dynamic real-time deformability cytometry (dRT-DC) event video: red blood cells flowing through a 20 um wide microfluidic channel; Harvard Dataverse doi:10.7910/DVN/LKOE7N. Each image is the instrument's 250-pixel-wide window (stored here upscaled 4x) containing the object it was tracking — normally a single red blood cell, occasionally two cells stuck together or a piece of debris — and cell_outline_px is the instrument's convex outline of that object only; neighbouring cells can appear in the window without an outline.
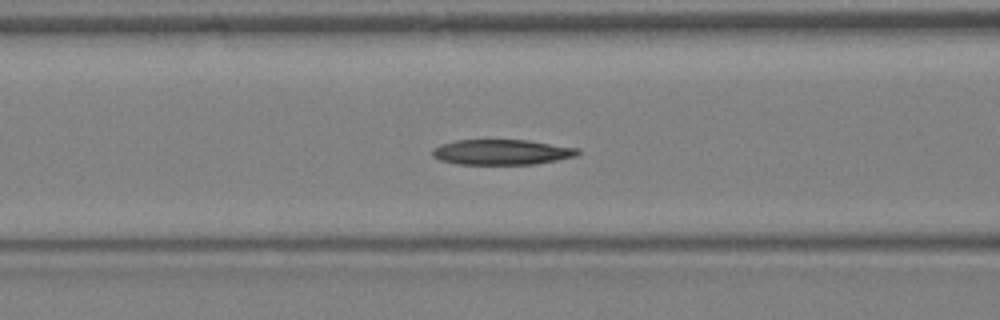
{"species": "Egyptian fruit bat (a non-hibernating species)", "species_latin": "Rousettus aegyptiacus", "temperature_condition": "warm", "stored_images_in_passage": 29, "camera_frame_rate_fps": 3000, "um_per_image_px": 0.085, "animal": {"sex": "female"}, "frame": {"image": 1, "passage_image": 9, "time_ms": 2.667, "image_size_px": [1000, 320], "cell_outline_px": [[580, 152], [576, 156], [536, 164], [456, 164], [440, 160], [432, 156], [432, 148], [440, 144], [456, 140], [528, 140], [580, 148]], "centroid_in_image_um": [42.64, 12.92], "position_along_channel_um": 124.0, "area_um2": 21.56}}
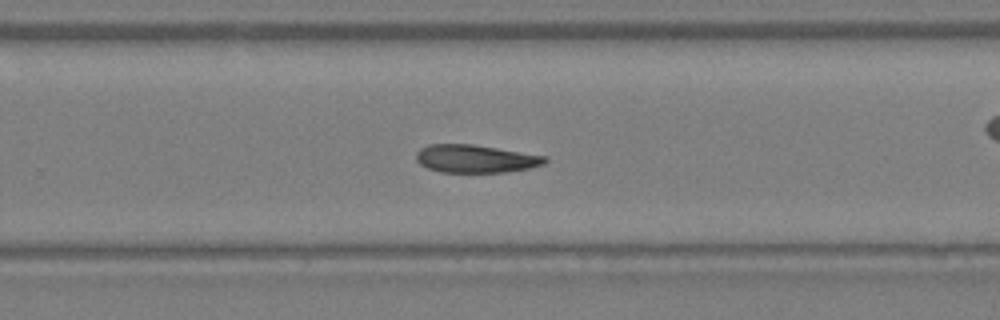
{"frame": {"image": 2, "passage_image": 17, "time_ms": 5.333, "image_size_px": [1000, 320], "cell_outline_px": [[548, 160], [544, 164], [532, 168], [504, 172], [440, 172], [428, 168], [420, 164], [416, 160], [416, 152], [420, 148], [428, 144], [472, 144], [548, 156]], "centroid_in_image_um": [40.43, 13.49], "position_along_channel_um": 289.4, "area_um2": 21.1}}
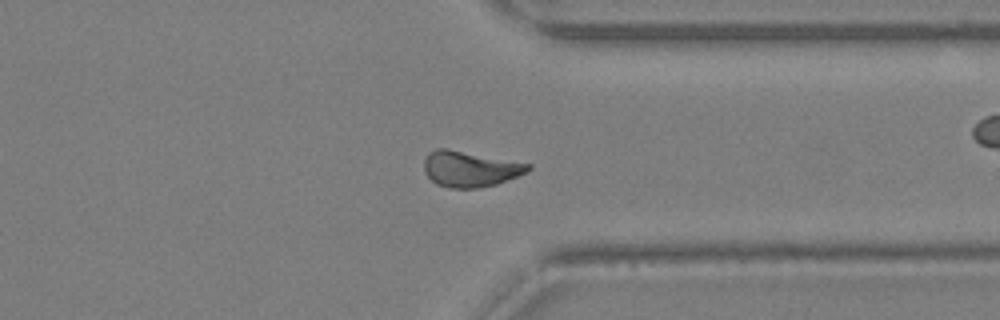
{"frame": {"image": 3, "passage_image": 21, "time_ms": 6.667, "image_size_px": [1000, 320], "cell_outline_px": [[532, 168], [516, 176], [496, 184], [480, 188], [448, 188], [436, 184], [424, 172], [424, 160], [428, 152], [436, 148], [448, 148], [532, 164]], "centroid_in_image_um": [39.91, 14.35], "position_along_channel_um": 371.5, "area_um2": 21.73}}